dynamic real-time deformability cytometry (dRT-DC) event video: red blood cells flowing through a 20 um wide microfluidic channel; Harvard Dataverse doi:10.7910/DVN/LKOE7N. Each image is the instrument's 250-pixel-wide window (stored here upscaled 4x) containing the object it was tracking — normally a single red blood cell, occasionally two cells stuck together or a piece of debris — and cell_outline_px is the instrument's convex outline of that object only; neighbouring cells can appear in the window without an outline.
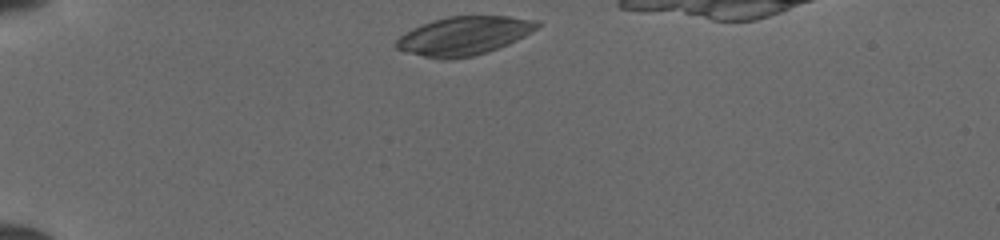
{"species": "common noctule bat (a hibernating species)", "species_latin": "Nyctalus noctula", "temperature_condition": "cold", "stored_images_in_passage": 34, "camera_frame_rate_fps": 3000, "um_per_image_px": 0.085, "animal": {"sex": "female", "body_mass_g": 19.5, "forearm_length_mm": 54.1}, "frame": {"image": 1, "passage_image": 1, "time_ms": 0.0, "image_size_px": [1000, 240], "cell_outline_px": [[540, 24], [532, 32], [508, 44], [488, 52], [472, 56], [448, 60], [440, 60], [404, 52], [396, 48], [392, 44], [404, 32], [412, 28], [432, 20], [448, 16], [508, 16], [540, 20]], "centroid_in_image_um": [39.4, 3.05], "position_along_channel_um": 45.6, "area_um2": 32.02}}
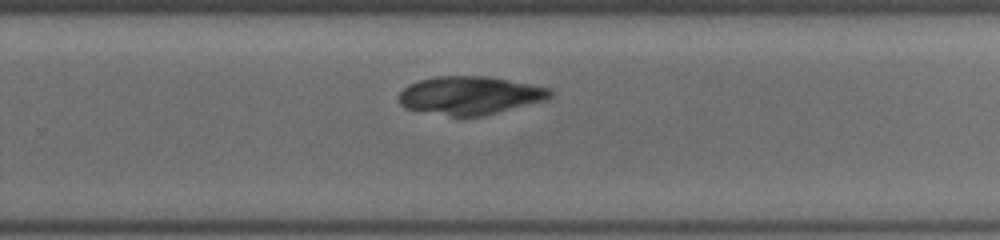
{"frame": {"image": 2, "passage_image": 22, "time_ms": 7.0, "image_size_px": [1000, 240], "cell_outline_px": [[556, 92], [552, 96], [544, 100], [484, 116], [452, 116], [404, 108], [400, 104], [400, 92], [408, 84], [420, 80], [436, 76], [488, 76], [532, 84], [552, 88]], "centroid_in_image_um": [39.99, 8.1], "position_along_channel_um": 289.8, "area_um2": 33.7}}
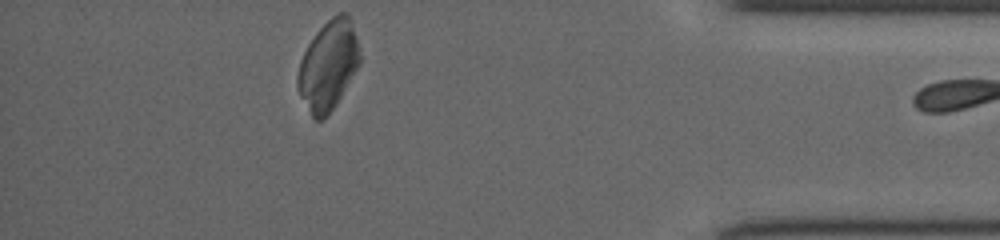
{"frame": {"image": 3, "passage_image": 33, "time_ms": 10.667, "image_size_px": [1000, 240], "cell_outline_px": [[360, 64], [340, 96], [332, 108], [320, 120], [316, 120], [312, 116], [300, 96], [296, 88], [296, 76], [300, 60], [308, 44], [316, 32], [336, 12], [348, 12], [360, 48]], "centroid_in_image_um": [27.89, 5.51], "position_along_channel_um": 407.3, "area_um2": 32.08}}